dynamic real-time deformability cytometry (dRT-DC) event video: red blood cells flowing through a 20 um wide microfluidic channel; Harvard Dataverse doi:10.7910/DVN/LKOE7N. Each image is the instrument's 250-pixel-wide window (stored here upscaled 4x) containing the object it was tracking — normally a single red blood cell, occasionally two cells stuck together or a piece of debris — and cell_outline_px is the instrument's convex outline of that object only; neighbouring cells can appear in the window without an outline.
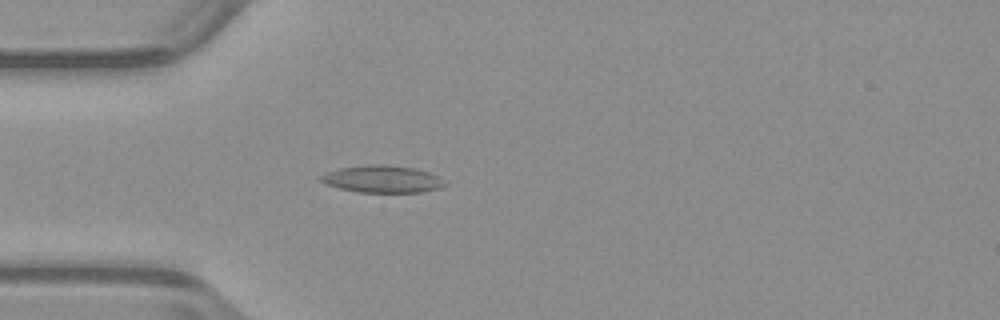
{"species": "common noctule bat (a hibernating species)", "species_latin": "Nyctalus noctula", "temperature_condition": "warm", "stored_images_in_passage": 48, "camera_frame_rate_fps": 3000, "um_per_image_px": 0.085, "animal": {"sex": "male", "body_mass_g": 23.1, "forearm_length_mm": 52.7}, "frame": {"image": 1, "passage_image": 11, "time_ms": 3.333, "image_size_px": [1000, 320], "cell_outline_px": [[444, 184], [440, 188], [420, 192], [356, 192], [324, 184], [320, 180], [320, 176], [324, 172], [340, 168], [368, 164], [384, 164], [412, 168], [428, 172], [436, 176]], "centroid_in_image_um": [32.4, 15.22], "position_along_channel_um": 52.6, "area_um2": 19.42}}
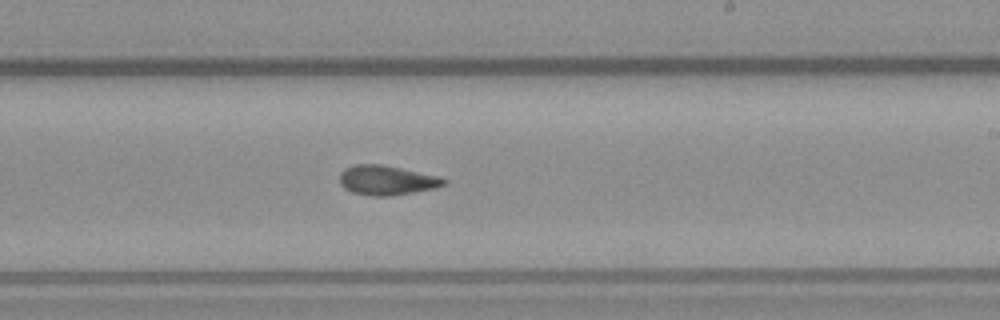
{"frame": {"image": 2, "passage_image": 27, "time_ms": 8.667, "image_size_px": [1000, 320], "cell_outline_px": [[448, 184], [436, 188], [392, 196], [368, 196], [352, 192], [344, 188], [340, 184], [340, 172], [344, 168], [356, 164], [380, 164], [440, 176], [448, 180]], "centroid_in_image_um": [32.89, 15.33], "position_along_channel_um": 256.1, "area_um2": 18.21}}
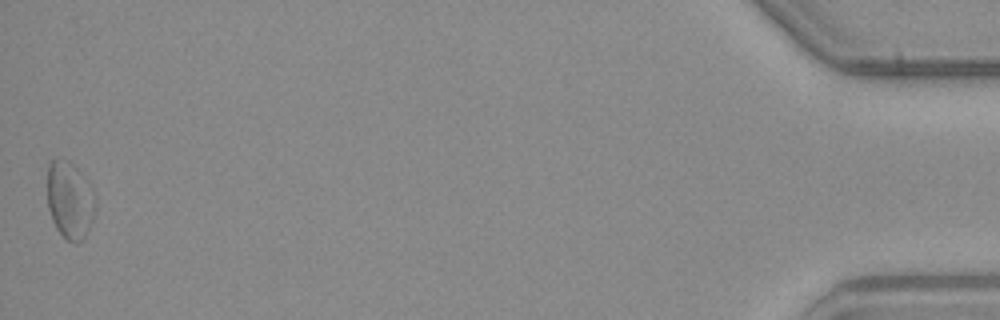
{"frame": {"image": 3, "passage_image": 48, "time_ms": 15.667, "image_size_px": [1000, 320], "cell_outline_px": [[96, 208], [92, 220], [84, 240], [76, 244], [68, 240], [56, 228], [52, 220], [48, 208], [48, 164], [52, 160], [68, 160], [80, 172], [92, 188], [96, 196]], "centroid_in_image_um": [5.96, 17.04], "position_along_channel_um": 429.2, "area_um2": 21.68}, "authors_computed_cell_mechanics": {"area_um2": 18.0625, "velocity_mm_per_s": 3.9452, "shape_relaxation_time_tau1_ms": null, "shape_relaxation_time_tau2_ms": 3.9077, "deformation_change_tau1": null, "deformation_change_tau2": 0.1194}}